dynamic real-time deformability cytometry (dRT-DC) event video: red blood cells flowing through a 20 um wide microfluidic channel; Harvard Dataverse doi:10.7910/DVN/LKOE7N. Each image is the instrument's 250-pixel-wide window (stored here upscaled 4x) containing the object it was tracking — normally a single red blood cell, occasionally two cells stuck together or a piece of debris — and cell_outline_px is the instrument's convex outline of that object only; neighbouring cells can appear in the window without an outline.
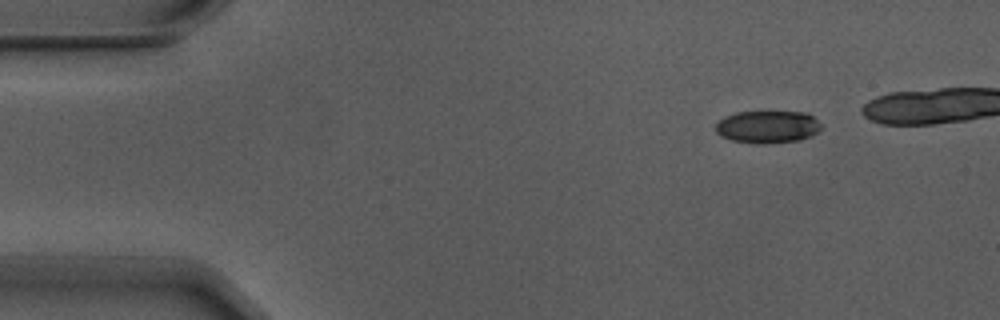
{"species": "Egyptian fruit bat (a non-hibernating species)", "species_latin": "Rousettus aegyptiacus", "temperature_condition": "warm", "stored_images_in_passage": 5, "camera_frame_rate_fps": 3000, "um_per_image_px": 0.085, "animal": {"sex": "male"}, "frame": {"image": 1, "passage_image": 2, "time_ms": 0.333, "image_size_px": [1000, 320], "cell_outline_px": [[820, 128], [812, 136], [800, 140], [764, 144], [756, 144], [732, 140], [720, 136], [716, 132], [716, 124], [720, 120], [736, 112], [808, 112], [820, 124]], "centroid_in_image_um": [65.24, 10.79], "position_along_channel_um": 19.8, "area_um2": 19.88}}